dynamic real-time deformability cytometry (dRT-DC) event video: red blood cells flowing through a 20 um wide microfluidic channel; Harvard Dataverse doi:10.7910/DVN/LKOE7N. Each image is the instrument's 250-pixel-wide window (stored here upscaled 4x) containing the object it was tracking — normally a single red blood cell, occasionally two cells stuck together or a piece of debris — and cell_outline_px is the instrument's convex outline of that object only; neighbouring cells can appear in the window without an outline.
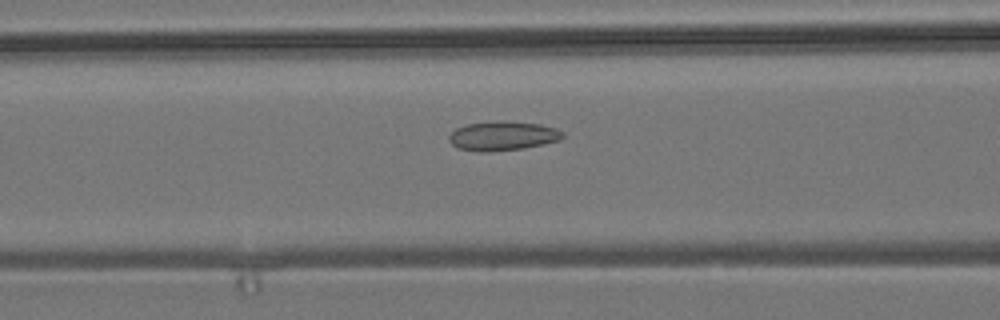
{"species": "common noctule bat (a hibernating species)", "species_latin": "Nyctalus noctula", "temperature_condition": "room temperature", "stored_images_in_passage": 49, "camera_frame_rate_fps": 3000, "um_per_image_px": 0.085, "animal": {"sex": "male", "body_mass_g": 19.2, "forearm_length_mm": 51.8}, "frame": {"image": 1, "passage_image": 16, "time_ms": 5.0, "image_size_px": [1000, 320], "cell_outline_px": [[564, 136], [560, 140], [544, 144], [524, 148], [488, 152], [480, 152], [456, 148], [448, 140], [448, 136], [456, 128], [468, 124], [496, 120], [540, 124], [556, 128], [564, 132]], "centroid_in_image_um": [42.72, 11.55], "position_along_channel_um": 123.9, "area_um2": 19.54}}
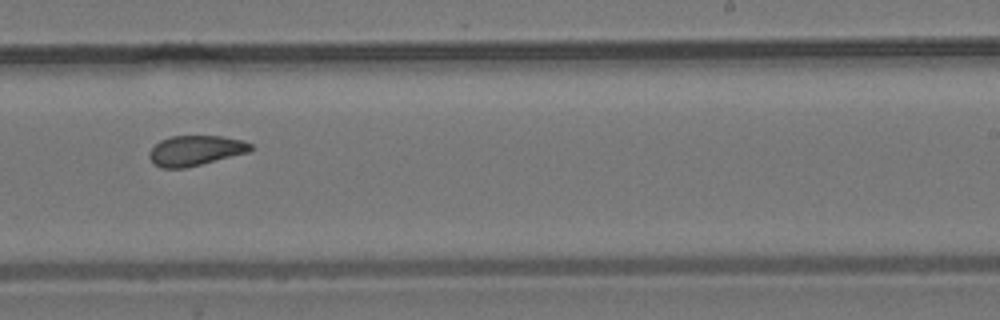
{"frame": {"image": 2, "passage_image": 28, "time_ms": 9.0, "image_size_px": [1000, 320], "cell_outline_px": [[252, 148], [248, 152], [184, 168], [160, 168], [152, 164], [148, 156], [148, 152], [160, 140], [172, 136], [220, 136], [244, 140], [252, 144]], "centroid_in_image_um": [16.57, 12.79], "position_along_channel_um": 272.4, "area_um2": 17.74}}
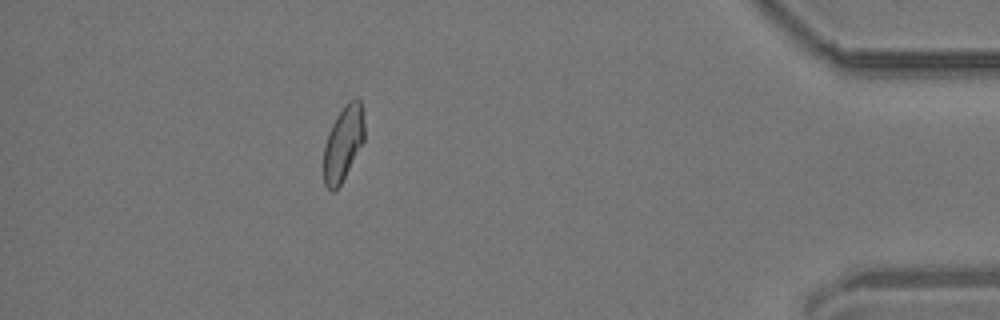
{"frame": {"image": 3, "passage_image": 43, "time_ms": 14.0, "image_size_px": [1000, 320], "cell_outline_px": [[364, 140], [340, 184], [332, 192], [324, 184], [324, 144], [328, 132], [336, 116], [344, 104], [348, 100], [360, 100], [364, 124]], "centroid_in_image_um": [29.15, 12.16], "position_along_channel_um": 406.0, "area_um2": 17.46}, "authors_computed_cell_mechanics": {"area_um2": 18.5538, "velocity_mm_per_s": 3.7158, "shape_relaxation_time_tau1_ms": null, "shape_relaxation_time_tau2_ms": 2.2096, "deformation_change_tau1": null, "deformation_change_tau2": 0.0917}}